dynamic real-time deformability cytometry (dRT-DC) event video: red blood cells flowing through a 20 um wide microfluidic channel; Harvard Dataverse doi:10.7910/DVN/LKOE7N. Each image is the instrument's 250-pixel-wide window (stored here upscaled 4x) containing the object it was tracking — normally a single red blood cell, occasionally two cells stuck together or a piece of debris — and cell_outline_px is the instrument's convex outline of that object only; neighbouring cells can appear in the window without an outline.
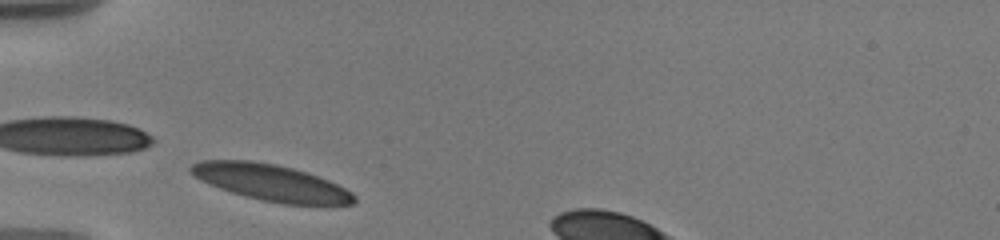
{"species": "human", "species_latin": "Homo sapiens", "temperature_condition": "warm", "stored_images_in_passage": 15, "camera_frame_rate_fps": 3000, "um_per_image_px": 0.085, "donor": {"sex": "male"}, "frame": {"image": 1, "passage_image": 1, "time_ms": 0.0, "image_size_px": [1000, 240], "cell_outline_px": [[356, 200], [352, 204], [280, 204], [260, 200], [244, 196], [208, 184], [200, 180], [188, 168], [192, 164], [204, 160], [248, 160], [276, 164], [292, 168], [328, 180], [352, 192], [356, 196]], "centroid_in_image_um": [23.02, 15.52], "position_along_channel_um": 62.0, "area_um2": 34.28}}
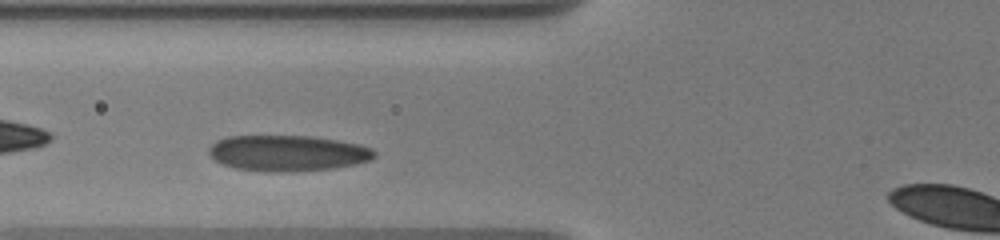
{"frame": {"image": 2, "passage_image": 7, "time_ms": 1.333, "image_size_px": [1000, 240], "cell_outline_px": [[376, 156], [372, 160], [356, 164], [332, 168], [284, 172], [268, 172], [236, 168], [224, 164], [216, 160], [208, 152], [208, 148], [216, 140], [228, 136], [308, 136], [336, 140], [360, 144], [372, 148], [376, 152]], "centroid_in_image_um": [24.47, 13.01], "position_along_channel_um": 101.3, "area_um2": 34.56}}
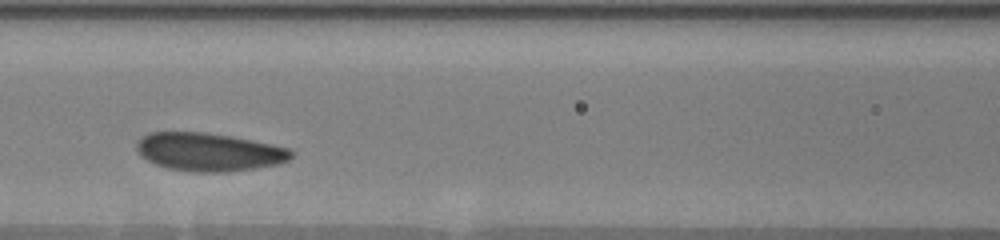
{"frame": {"image": 3, "passage_image": 13, "time_ms": 2.667, "image_size_px": [1000, 240], "cell_outline_px": [[292, 156], [288, 160], [280, 164], [256, 168], [228, 172], [192, 172], [168, 168], [156, 164], [140, 156], [136, 148], [136, 144], [144, 136], [152, 132], [204, 132], [228, 136], [288, 148], [292, 152]], "centroid_in_image_um": [17.74, 12.93], "position_along_channel_um": 148.9, "area_um2": 34.04}}